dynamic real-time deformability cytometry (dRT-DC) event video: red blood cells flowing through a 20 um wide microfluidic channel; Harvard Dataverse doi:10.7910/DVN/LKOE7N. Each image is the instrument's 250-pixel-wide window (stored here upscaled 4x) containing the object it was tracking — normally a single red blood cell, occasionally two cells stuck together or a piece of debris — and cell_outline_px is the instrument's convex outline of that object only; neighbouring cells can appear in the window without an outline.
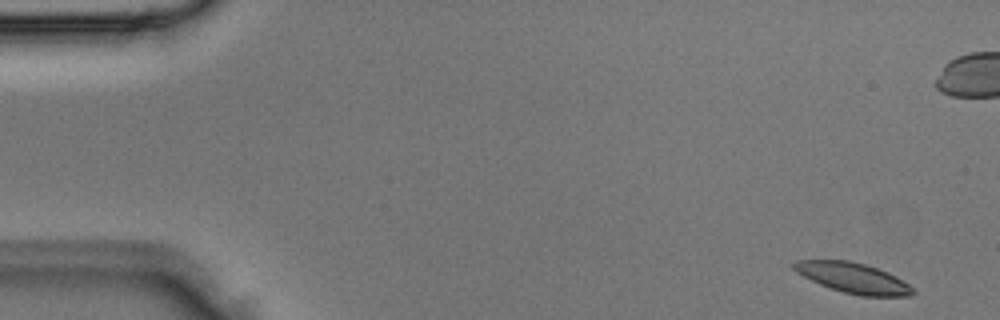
{"species": "Egyptian fruit bat (a non-hibernating species)", "species_latin": "Rousettus aegyptiacus", "temperature_condition": "room temperature", "stored_images_in_passage": 6, "camera_frame_rate_fps": 3000, "um_per_image_px": 0.085, "animal": {"sex": "male"}, "frame": {"image": 1, "passage_image": 1, "time_ms": 0.0, "image_size_px": [1000, 320], "cell_outline_px": [[916, 292], [908, 296], [860, 296], [844, 292], [820, 284], [796, 272], [792, 268], [792, 264], [796, 260], [848, 260], [864, 264], [888, 272], [896, 276], [908, 284]], "centroid_in_image_um": [72.51, 23.62], "position_along_channel_um": 12.5, "area_um2": 20.81}}
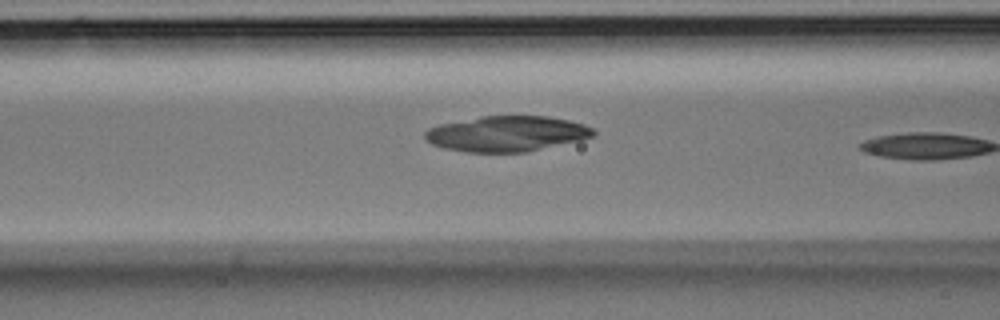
{"frame": {"image": 2, "passage_image": 6, "time_ms": 1.667, "image_size_px": [1000, 320], "cell_outline_px": [[596, 136], [580, 140], [528, 152], [468, 152], [444, 148], [432, 144], [424, 136], [424, 132], [428, 128], [440, 124], [480, 116], [548, 116], [568, 120], [584, 124], [592, 128], [596, 132]], "centroid_in_image_um": [43.09, 11.36], "position_along_channel_um": 123.5, "area_um2": 34.91}}